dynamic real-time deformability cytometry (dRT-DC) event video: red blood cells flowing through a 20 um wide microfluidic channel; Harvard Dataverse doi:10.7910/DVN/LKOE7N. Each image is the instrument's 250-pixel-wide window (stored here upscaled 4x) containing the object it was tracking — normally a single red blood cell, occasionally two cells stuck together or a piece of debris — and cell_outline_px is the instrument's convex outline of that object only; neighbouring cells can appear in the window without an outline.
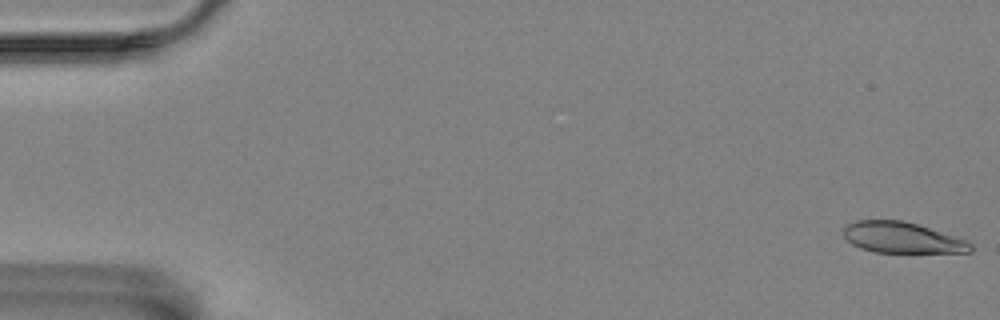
{"species": "Egyptian fruit bat (a non-hibernating species)", "species_latin": "Rousettus aegyptiacus", "temperature_condition": "room temperature", "stored_images_in_passage": 58, "camera_frame_rate_fps": 3000, "um_per_image_px": 0.085, "animal": {"sex": "female"}, "frame": {"image": 1, "passage_image": 1, "time_ms": 0.0, "image_size_px": [1000, 320], "cell_outline_px": [[972, 252], [876, 252], [860, 248], [852, 244], [844, 236], [844, 228], [848, 224], [856, 220], [900, 220], [916, 224], [968, 240], [972, 244]], "centroid_in_image_um": [76.68, 20.2], "position_along_channel_um": 8.3, "area_um2": 22.66}}
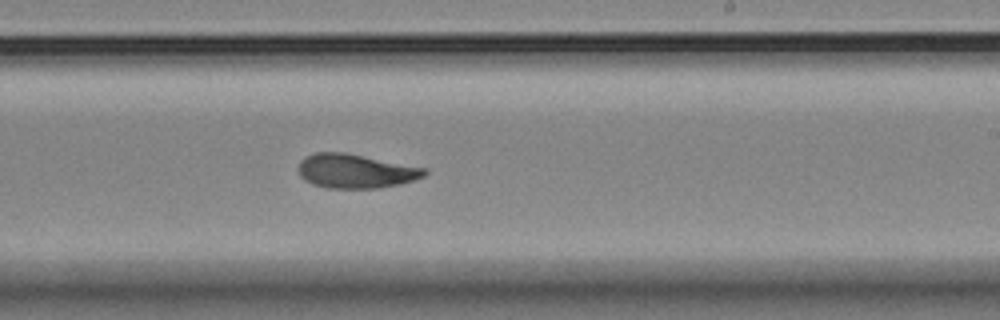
{"frame": {"image": 2, "passage_image": 35, "time_ms": 11.333, "image_size_px": [1000, 320], "cell_outline_px": [[428, 172], [424, 176], [400, 184], [380, 188], [328, 188], [312, 184], [304, 180], [300, 176], [300, 160], [316, 152], [344, 152], [428, 168]], "centroid_in_image_um": [30.25, 14.54], "position_along_channel_um": 258.7, "area_um2": 25.03}}
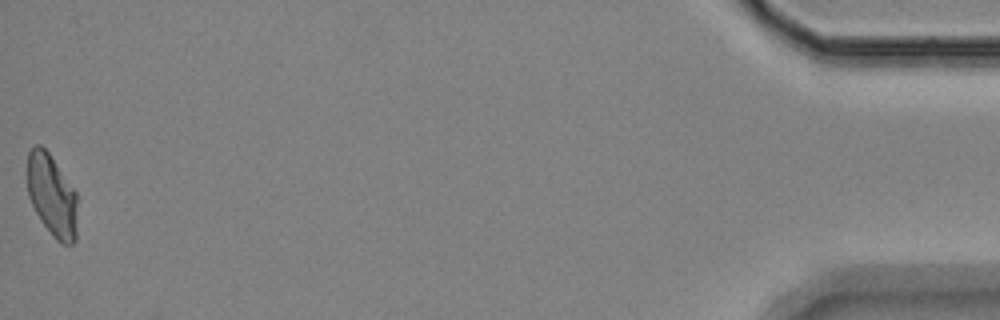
{"frame": {"image": 3, "passage_image": 58, "time_ms": 19.0, "image_size_px": [1000, 320], "cell_outline_px": [[76, 240], [72, 244], [60, 244], [52, 236], [40, 220], [28, 196], [28, 152], [36, 144], [40, 144], [48, 152], [76, 192]], "centroid_in_image_um": [4.41, 16.65], "position_along_channel_um": 430.8, "area_um2": 23.76}, "authors_computed_cell_mechanics": {"area_um2": 24.6806, "velocity_mm_per_s": 3.4457, "shape_relaxation_time_tau1_ms": 7.6876, "shape_relaxation_time_tau2_ms": 3.0458, "deformation_change_tau1": 0.2039, "deformation_change_tau2": 0.0923}}